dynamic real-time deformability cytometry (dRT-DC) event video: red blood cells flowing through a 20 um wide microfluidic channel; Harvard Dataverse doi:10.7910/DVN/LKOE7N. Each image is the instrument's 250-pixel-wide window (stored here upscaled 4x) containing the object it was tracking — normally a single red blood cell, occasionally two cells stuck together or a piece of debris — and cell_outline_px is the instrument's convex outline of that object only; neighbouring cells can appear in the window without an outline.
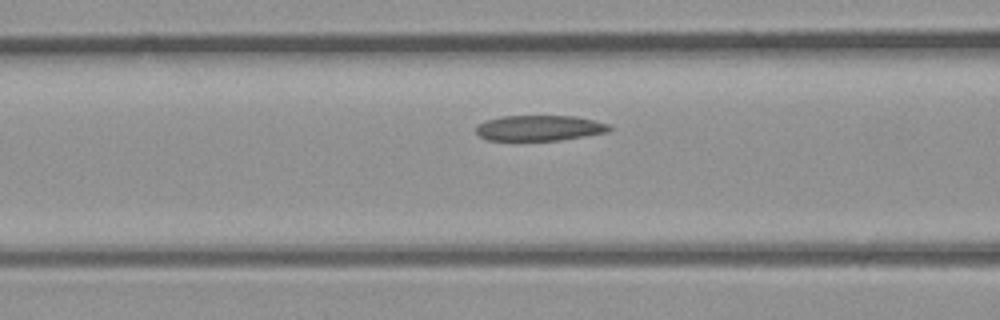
{"species": "common noctule bat (a hibernating species)", "species_latin": "Nyctalus noctula", "temperature_condition": "room temperature", "stored_images_in_passage": 5, "camera_frame_rate_fps": 3000, "um_per_image_px": 0.085, "animal": {"sex": "male", "body_mass_g": 23.1, "forearm_length_mm": 52.7}, "frame": {"image": 1, "passage_image": 5, "time_ms": 1.333, "image_size_px": [1000, 320], "cell_outline_px": [[612, 128], [608, 132], [560, 140], [488, 140], [480, 136], [476, 132], [476, 128], [484, 120], [500, 116], [576, 116], [608, 124]], "centroid_in_image_um": [45.84, 10.88], "position_along_channel_um": 120.8, "area_um2": 19.71}}